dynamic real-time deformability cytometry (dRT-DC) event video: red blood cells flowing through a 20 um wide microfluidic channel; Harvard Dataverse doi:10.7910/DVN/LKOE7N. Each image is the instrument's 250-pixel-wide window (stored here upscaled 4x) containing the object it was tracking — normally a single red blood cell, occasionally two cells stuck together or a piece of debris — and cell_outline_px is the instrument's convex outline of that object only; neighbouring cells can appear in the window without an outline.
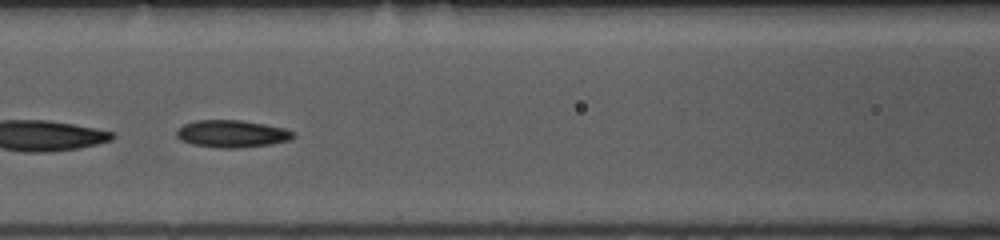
{"species": "common noctule bat (a hibernating species)", "species_latin": "Nyctalus noctula", "temperature_condition": "room temperature", "stored_images_in_passage": 41, "camera_frame_rate_fps": 3000, "um_per_image_px": 0.085, "animal": {"sex": "female", "body_mass_g": 10.0, "forearm_length_mm": 53.1}, "frame": {"image": 1, "passage_image": 12, "time_ms": 3.667, "image_size_px": [1000, 240], "cell_outline_px": [[296, 136], [288, 140], [268, 144], [240, 148], [220, 148], [192, 144], [180, 140], [176, 136], [176, 132], [184, 124], [196, 120], [240, 120], [264, 124], [284, 128], [292, 132]], "centroid_in_image_um": [19.68, 11.37], "position_along_channel_um": 146.9, "area_um2": 18.38}, "authors_computed_cell_mechanics": {"area_um2": 18.1492, "velocity_mm_per_s": 3.7828, "shape_relaxation_time_tau1_ms": 4.1488, "shape_relaxation_time_tau2_ms": 9.5593, "deformation_change_tau1": 0.1054, "deformation_change_tau2": 0.1549}}